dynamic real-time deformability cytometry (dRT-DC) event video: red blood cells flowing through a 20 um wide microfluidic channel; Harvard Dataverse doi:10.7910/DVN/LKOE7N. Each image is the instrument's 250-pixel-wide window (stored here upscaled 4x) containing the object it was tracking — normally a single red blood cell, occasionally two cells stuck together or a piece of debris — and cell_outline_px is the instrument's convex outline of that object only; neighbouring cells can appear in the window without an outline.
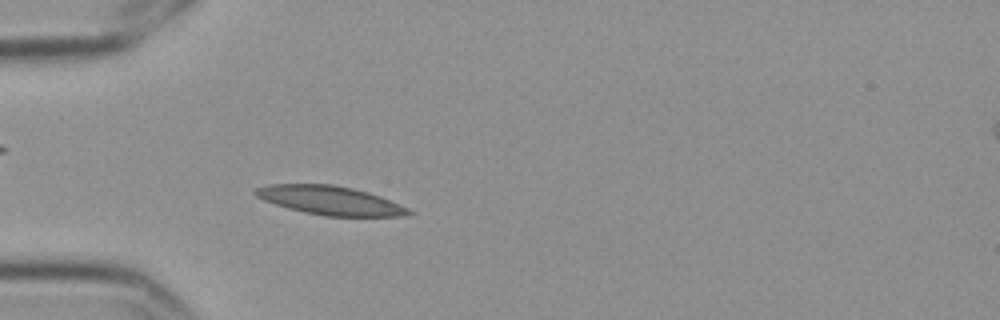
{"species": "Egyptian fruit bat (a non-hibernating species)", "species_latin": "Rousettus aegyptiacus", "temperature_condition": "cold", "stored_images_in_passage": 2, "camera_frame_rate_fps": 3000, "um_per_image_px": 0.085, "frame": {"image": 1, "passage_image": 2, "time_ms": 0.333, "image_size_px": [1000, 320], "cell_outline_px": [[416, 212], [404, 216], [324, 216], [304, 212], [288, 208], [264, 200], [256, 196], [252, 192], [256, 188], [268, 184], [332, 184], [352, 188], [368, 192], [380, 196], [408, 208]], "centroid_in_image_um": [28.06, 17.03], "position_along_channel_um": 56.9, "area_um2": 25.66}}